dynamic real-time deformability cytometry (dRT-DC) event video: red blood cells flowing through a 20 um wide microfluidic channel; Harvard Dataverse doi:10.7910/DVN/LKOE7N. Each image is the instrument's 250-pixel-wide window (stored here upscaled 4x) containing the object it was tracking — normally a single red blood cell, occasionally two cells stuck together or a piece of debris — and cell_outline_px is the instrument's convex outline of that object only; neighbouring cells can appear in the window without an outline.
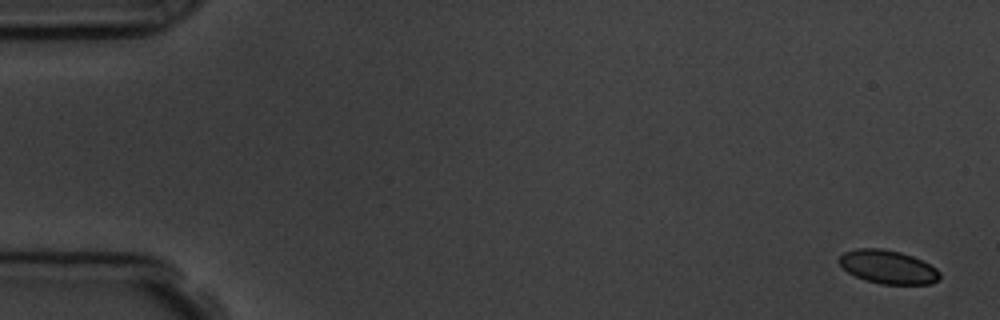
{"species": "common noctule bat (a hibernating species)", "species_latin": "Nyctalus noctula", "temperature_condition": "room temperature", "stored_images_in_passage": 5, "camera_frame_rate_fps": 3000, "um_per_image_px": 0.085, "animal": {"sex": "male", "body_mass_g": 19.5, "forearm_length_mm": 54.6}, "frame": {"image": 1, "passage_image": 1, "time_ms": 0.0, "image_size_px": [1000, 320], "cell_outline_px": [[940, 280], [932, 284], [880, 284], [864, 280], [848, 272], [836, 260], [844, 252], [856, 248], [880, 248], [900, 252], [912, 256], [936, 268], [940, 272]], "centroid_in_image_um": [75.47, 22.7], "position_along_channel_um": 9.5, "area_um2": 19.71}}
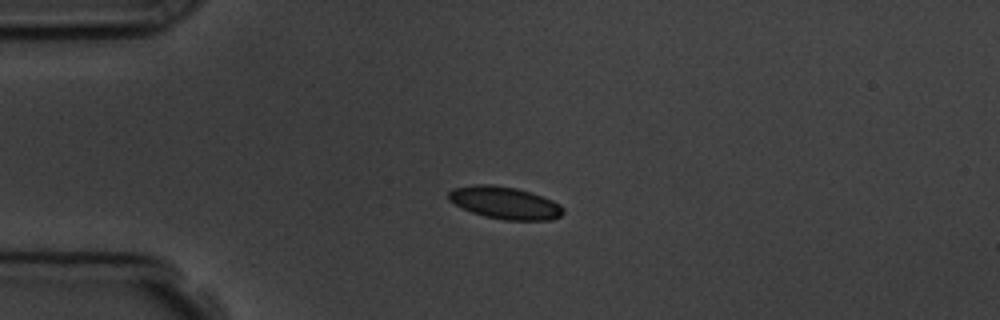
{"frame": {"image": 2, "passage_image": 4, "time_ms": 4.0, "image_size_px": [1000, 320], "cell_outline_px": [[564, 212], [560, 216], [552, 220], [504, 220], [484, 216], [472, 212], [448, 200], [448, 192], [452, 188], [476, 184], [492, 184], [516, 188], [532, 192], [552, 200], [560, 204], [564, 208]], "centroid_in_image_um": [42.93, 17.23], "position_along_channel_um": 42.1, "area_um2": 21.68}}